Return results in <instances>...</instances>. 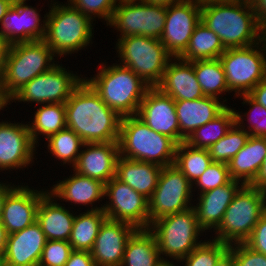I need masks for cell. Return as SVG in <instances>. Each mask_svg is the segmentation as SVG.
Listing matches in <instances>:
<instances>
[{"mask_svg": "<svg viewBox=\"0 0 266 266\" xmlns=\"http://www.w3.org/2000/svg\"><path fill=\"white\" fill-rule=\"evenodd\" d=\"M258 44L243 48H229L219 57L229 91H235L239 96L248 95L266 78V57L263 52L261 53Z\"/></svg>", "mask_w": 266, "mask_h": 266, "instance_id": "10", "label": "cell"}, {"mask_svg": "<svg viewBox=\"0 0 266 266\" xmlns=\"http://www.w3.org/2000/svg\"><path fill=\"white\" fill-rule=\"evenodd\" d=\"M3 257L4 254H0V266H4Z\"/></svg>", "mask_w": 266, "mask_h": 266, "instance_id": "59", "label": "cell"}, {"mask_svg": "<svg viewBox=\"0 0 266 266\" xmlns=\"http://www.w3.org/2000/svg\"><path fill=\"white\" fill-rule=\"evenodd\" d=\"M72 251L69 241L47 240L38 266H64Z\"/></svg>", "mask_w": 266, "mask_h": 266, "instance_id": "41", "label": "cell"}, {"mask_svg": "<svg viewBox=\"0 0 266 266\" xmlns=\"http://www.w3.org/2000/svg\"><path fill=\"white\" fill-rule=\"evenodd\" d=\"M64 266H96L91 255L87 251H75L70 253L68 261Z\"/></svg>", "mask_w": 266, "mask_h": 266, "instance_id": "46", "label": "cell"}, {"mask_svg": "<svg viewBox=\"0 0 266 266\" xmlns=\"http://www.w3.org/2000/svg\"><path fill=\"white\" fill-rule=\"evenodd\" d=\"M248 95L258 104L266 108V78L258 83Z\"/></svg>", "mask_w": 266, "mask_h": 266, "instance_id": "48", "label": "cell"}, {"mask_svg": "<svg viewBox=\"0 0 266 266\" xmlns=\"http://www.w3.org/2000/svg\"><path fill=\"white\" fill-rule=\"evenodd\" d=\"M157 266H175L174 264H172L171 262H167V260L163 259L161 260V262L157 265Z\"/></svg>", "mask_w": 266, "mask_h": 266, "instance_id": "58", "label": "cell"}, {"mask_svg": "<svg viewBox=\"0 0 266 266\" xmlns=\"http://www.w3.org/2000/svg\"><path fill=\"white\" fill-rule=\"evenodd\" d=\"M240 96L243 97V99L245 101L244 103H248V104H250L252 106V108L250 109L249 113L253 112V110H255V112L256 111H257V113L259 112L260 113L259 115L261 117H263V118H260V119H262V120H260L257 117H255L256 118L255 119L252 116H250L251 118L249 119V121L250 122L254 121V122L250 123L251 127L249 126V128H248V129H251V130L248 131L249 135L250 136H255V137H266V108L263 107L262 105L258 104L256 101H254L249 95H240Z\"/></svg>", "mask_w": 266, "mask_h": 266, "instance_id": "44", "label": "cell"}, {"mask_svg": "<svg viewBox=\"0 0 266 266\" xmlns=\"http://www.w3.org/2000/svg\"><path fill=\"white\" fill-rule=\"evenodd\" d=\"M200 21L201 6L194 0H182L167 6L160 42L172 58H179L185 52L193 31Z\"/></svg>", "mask_w": 266, "mask_h": 266, "instance_id": "15", "label": "cell"}, {"mask_svg": "<svg viewBox=\"0 0 266 266\" xmlns=\"http://www.w3.org/2000/svg\"><path fill=\"white\" fill-rule=\"evenodd\" d=\"M161 260L150 229H136L126 242L121 266H157Z\"/></svg>", "mask_w": 266, "mask_h": 266, "instance_id": "30", "label": "cell"}, {"mask_svg": "<svg viewBox=\"0 0 266 266\" xmlns=\"http://www.w3.org/2000/svg\"><path fill=\"white\" fill-rule=\"evenodd\" d=\"M51 192L53 198L58 197L77 204L92 205V202L104 197L105 184L75 171V176L73 174L72 177L54 185Z\"/></svg>", "mask_w": 266, "mask_h": 266, "instance_id": "29", "label": "cell"}, {"mask_svg": "<svg viewBox=\"0 0 266 266\" xmlns=\"http://www.w3.org/2000/svg\"><path fill=\"white\" fill-rule=\"evenodd\" d=\"M228 165L222 162H212L206 171L195 181L201 193L226 185L231 181Z\"/></svg>", "mask_w": 266, "mask_h": 266, "instance_id": "40", "label": "cell"}, {"mask_svg": "<svg viewBox=\"0 0 266 266\" xmlns=\"http://www.w3.org/2000/svg\"><path fill=\"white\" fill-rule=\"evenodd\" d=\"M118 0H69L70 4L84 15L103 17L107 24L111 22ZM92 14V15H91Z\"/></svg>", "mask_w": 266, "mask_h": 266, "instance_id": "42", "label": "cell"}, {"mask_svg": "<svg viewBox=\"0 0 266 266\" xmlns=\"http://www.w3.org/2000/svg\"><path fill=\"white\" fill-rule=\"evenodd\" d=\"M104 196L111 200L103 206L108 219L132 224L136 229L150 228L149 200L116 177L105 184Z\"/></svg>", "mask_w": 266, "mask_h": 266, "instance_id": "14", "label": "cell"}, {"mask_svg": "<svg viewBox=\"0 0 266 266\" xmlns=\"http://www.w3.org/2000/svg\"><path fill=\"white\" fill-rule=\"evenodd\" d=\"M225 50L220 38L200 21L193 31L187 49L179 59L187 62L217 59Z\"/></svg>", "mask_w": 266, "mask_h": 266, "instance_id": "32", "label": "cell"}, {"mask_svg": "<svg viewBox=\"0 0 266 266\" xmlns=\"http://www.w3.org/2000/svg\"><path fill=\"white\" fill-rule=\"evenodd\" d=\"M235 123V110L227 107L215 119L195 129L184 142L193 148L208 150L224 137Z\"/></svg>", "mask_w": 266, "mask_h": 266, "instance_id": "33", "label": "cell"}, {"mask_svg": "<svg viewBox=\"0 0 266 266\" xmlns=\"http://www.w3.org/2000/svg\"><path fill=\"white\" fill-rule=\"evenodd\" d=\"M83 80L56 64L29 81L9 100L32 101L37 104L65 103Z\"/></svg>", "mask_w": 266, "mask_h": 266, "instance_id": "13", "label": "cell"}, {"mask_svg": "<svg viewBox=\"0 0 266 266\" xmlns=\"http://www.w3.org/2000/svg\"><path fill=\"white\" fill-rule=\"evenodd\" d=\"M161 170L162 167L157 164L119 156L115 177L149 200L158 184Z\"/></svg>", "mask_w": 266, "mask_h": 266, "instance_id": "26", "label": "cell"}, {"mask_svg": "<svg viewBox=\"0 0 266 266\" xmlns=\"http://www.w3.org/2000/svg\"><path fill=\"white\" fill-rule=\"evenodd\" d=\"M36 8L25 6L24 1L14 2L1 21L0 37L10 45L19 42L40 41L45 37L46 21L40 25Z\"/></svg>", "mask_w": 266, "mask_h": 266, "instance_id": "18", "label": "cell"}, {"mask_svg": "<svg viewBox=\"0 0 266 266\" xmlns=\"http://www.w3.org/2000/svg\"><path fill=\"white\" fill-rule=\"evenodd\" d=\"M135 230L132 224L106 218L91 250L95 265L121 266L126 242Z\"/></svg>", "mask_w": 266, "mask_h": 266, "instance_id": "17", "label": "cell"}, {"mask_svg": "<svg viewBox=\"0 0 266 266\" xmlns=\"http://www.w3.org/2000/svg\"><path fill=\"white\" fill-rule=\"evenodd\" d=\"M48 149L58 159H61L64 164L66 162L73 163V166L77 163L79 154V148L84 146L85 142L69 128H64L51 135L48 139ZM79 151V152H78Z\"/></svg>", "mask_w": 266, "mask_h": 266, "instance_id": "38", "label": "cell"}, {"mask_svg": "<svg viewBox=\"0 0 266 266\" xmlns=\"http://www.w3.org/2000/svg\"><path fill=\"white\" fill-rule=\"evenodd\" d=\"M201 22L220 38L225 49L263 42L261 51H266V32L258 25L252 5L245 0L201 6Z\"/></svg>", "mask_w": 266, "mask_h": 266, "instance_id": "2", "label": "cell"}, {"mask_svg": "<svg viewBox=\"0 0 266 266\" xmlns=\"http://www.w3.org/2000/svg\"><path fill=\"white\" fill-rule=\"evenodd\" d=\"M197 4L200 6L212 4V3H224V2H230L233 0H194Z\"/></svg>", "mask_w": 266, "mask_h": 266, "instance_id": "56", "label": "cell"}, {"mask_svg": "<svg viewBox=\"0 0 266 266\" xmlns=\"http://www.w3.org/2000/svg\"><path fill=\"white\" fill-rule=\"evenodd\" d=\"M214 266H235L233 254L227 250L215 263Z\"/></svg>", "mask_w": 266, "mask_h": 266, "instance_id": "51", "label": "cell"}, {"mask_svg": "<svg viewBox=\"0 0 266 266\" xmlns=\"http://www.w3.org/2000/svg\"><path fill=\"white\" fill-rule=\"evenodd\" d=\"M45 194L44 191L40 193L18 186L7 195L0 222L7 234L23 230L36 222L38 206Z\"/></svg>", "mask_w": 266, "mask_h": 266, "instance_id": "20", "label": "cell"}, {"mask_svg": "<svg viewBox=\"0 0 266 266\" xmlns=\"http://www.w3.org/2000/svg\"><path fill=\"white\" fill-rule=\"evenodd\" d=\"M174 59L180 62H168L163 78L157 88L172 97L174 101L194 100L204 97L194 72V61L187 62L179 58Z\"/></svg>", "mask_w": 266, "mask_h": 266, "instance_id": "23", "label": "cell"}, {"mask_svg": "<svg viewBox=\"0 0 266 266\" xmlns=\"http://www.w3.org/2000/svg\"><path fill=\"white\" fill-rule=\"evenodd\" d=\"M10 44L0 37V82L2 80Z\"/></svg>", "mask_w": 266, "mask_h": 266, "instance_id": "50", "label": "cell"}, {"mask_svg": "<svg viewBox=\"0 0 266 266\" xmlns=\"http://www.w3.org/2000/svg\"><path fill=\"white\" fill-rule=\"evenodd\" d=\"M13 2H20V1H26V0H12Z\"/></svg>", "mask_w": 266, "mask_h": 266, "instance_id": "61", "label": "cell"}, {"mask_svg": "<svg viewBox=\"0 0 266 266\" xmlns=\"http://www.w3.org/2000/svg\"><path fill=\"white\" fill-rule=\"evenodd\" d=\"M7 235L6 229L0 223V254H5Z\"/></svg>", "mask_w": 266, "mask_h": 266, "instance_id": "53", "label": "cell"}, {"mask_svg": "<svg viewBox=\"0 0 266 266\" xmlns=\"http://www.w3.org/2000/svg\"><path fill=\"white\" fill-rule=\"evenodd\" d=\"M235 118L236 123L230 128L227 134L208 149L213 162L227 164L244 147L248 140L250 136L249 132L246 129H241L243 127L241 125L243 119L236 111Z\"/></svg>", "mask_w": 266, "mask_h": 266, "instance_id": "37", "label": "cell"}, {"mask_svg": "<svg viewBox=\"0 0 266 266\" xmlns=\"http://www.w3.org/2000/svg\"><path fill=\"white\" fill-rule=\"evenodd\" d=\"M192 183L174 165L162 167L158 184L149 199V218L151 222L190 206Z\"/></svg>", "mask_w": 266, "mask_h": 266, "instance_id": "12", "label": "cell"}, {"mask_svg": "<svg viewBox=\"0 0 266 266\" xmlns=\"http://www.w3.org/2000/svg\"><path fill=\"white\" fill-rule=\"evenodd\" d=\"M150 227L148 229L156 238L160 256L165 254L177 262L182 261L201 244L197 239L200 231H204L198 224L196 211L192 206L184 211L161 217L151 222Z\"/></svg>", "mask_w": 266, "mask_h": 266, "instance_id": "9", "label": "cell"}, {"mask_svg": "<svg viewBox=\"0 0 266 266\" xmlns=\"http://www.w3.org/2000/svg\"><path fill=\"white\" fill-rule=\"evenodd\" d=\"M54 53L43 41L19 42L10 45L1 90L9 99L29 81L53 66ZM50 63V64H49Z\"/></svg>", "mask_w": 266, "mask_h": 266, "instance_id": "5", "label": "cell"}, {"mask_svg": "<svg viewBox=\"0 0 266 266\" xmlns=\"http://www.w3.org/2000/svg\"><path fill=\"white\" fill-rule=\"evenodd\" d=\"M252 7L258 25L266 32V0H256Z\"/></svg>", "mask_w": 266, "mask_h": 266, "instance_id": "47", "label": "cell"}, {"mask_svg": "<svg viewBox=\"0 0 266 266\" xmlns=\"http://www.w3.org/2000/svg\"><path fill=\"white\" fill-rule=\"evenodd\" d=\"M34 148L28 124L0 123V169L26 167L33 160Z\"/></svg>", "mask_w": 266, "mask_h": 266, "instance_id": "19", "label": "cell"}, {"mask_svg": "<svg viewBox=\"0 0 266 266\" xmlns=\"http://www.w3.org/2000/svg\"><path fill=\"white\" fill-rule=\"evenodd\" d=\"M118 52L122 65L131 69L149 87H157L171 55L160 39L134 35L119 38Z\"/></svg>", "mask_w": 266, "mask_h": 266, "instance_id": "8", "label": "cell"}, {"mask_svg": "<svg viewBox=\"0 0 266 266\" xmlns=\"http://www.w3.org/2000/svg\"><path fill=\"white\" fill-rule=\"evenodd\" d=\"M136 116L155 132L180 144V128L175 101L157 87H149Z\"/></svg>", "mask_w": 266, "mask_h": 266, "instance_id": "16", "label": "cell"}, {"mask_svg": "<svg viewBox=\"0 0 266 266\" xmlns=\"http://www.w3.org/2000/svg\"><path fill=\"white\" fill-rule=\"evenodd\" d=\"M212 162L207 149L193 148L185 142L177 145L174 165L192 184L206 171Z\"/></svg>", "mask_w": 266, "mask_h": 266, "instance_id": "36", "label": "cell"}, {"mask_svg": "<svg viewBox=\"0 0 266 266\" xmlns=\"http://www.w3.org/2000/svg\"><path fill=\"white\" fill-rule=\"evenodd\" d=\"M175 108L180 128L181 143L195 129L220 115L227 106L221 104L218 98L204 96L194 100H177L175 101Z\"/></svg>", "mask_w": 266, "mask_h": 266, "instance_id": "24", "label": "cell"}, {"mask_svg": "<svg viewBox=\"0 0 266 266\" xmlns=\"http://www.w3.org/2000/svg\"><path fill=\"white\" fill-rule=\"evenodd\" d=\"M107 218L103 207H96L84 214L75 216L69 243L72 250L91 252L99 228Z\"/></svg>", "mask_w": 266, "mask_h": 266, "instance_id": "31", "label": "cell"}, {"mask_svg": "<svg viewBox=\"0 0 266 266\" xmlns=\"http://www.w3.org/2000/svg\"><path fill=\"white\" fill-rule=\"evenodd\" d=\"M118 145L119 156L165 167L174 164L178 144L134 115L121 118Z\"/></svg>", "mask_w": 266, "mask_h": 266, "instance_id": "3", "label": "cell"}, {"mask_svg": "<svg viewBox=\"0 0 266 266\" xmlns=\"http://www.w3.org/2000/svg\"><path fill=\"white\" fill-rule=\"evenodd\" d=\"M66 127L65 103L44 104L36 111L32 126L28 125L34 144L38 142L37 137L39 133L44 136L46 135V139H48L51 135Z\"/></svg>", "mask_w": 266, "mask_h": 266, "instance_id": "34", "label": "cell"}, {"mask_svg": "<svg viewBox=\"0 0 266 266\" xmlns=\"http://www.w3.org/2000/svg\"><path fill=\"white\" fill-rule=\"evenodd\" d=\"M147 4H156V5H164V6H171L176 4L182 0H140Z\"/></svg>", "mask_w": 266, "mask_h": 266, "instance_id": "55", "label": "cell"}, {"mask_svg": "<svg viewBox=\"0 0 266 266\" xmlns=\"http://www.w3.org/2000/svg\"><path fill=\"white\" fill-rule=\"evenodd\" d=\"M8 102H10V101H8V100L4 97V95H3V93H2V90H1V82H0V109L2 110V108H4V106L7 105Z\"/></svg>", "mask_w": 266, "mask_h": 266, "instance_id": "57", "label": "cell"}, {"mask_svg": "<svg viewBox=\"0 0 266 266\" xmlns=\"http://www.w3.org/2000/svg\"><path fill=\"white\" fill-rule=\"evenodd\" d=\"M138 1H119L108 24L118 28L122 35L120 38L141 35L160 39L164 31L167 6Z\"/></svg>", "mask_w": 266, "mask_h": 266, "instance_id": "11", "label": "cell"}, {"mask_svg": "<svg viewBox=\"0 0 266 266\" xmlns=\"http://www.w3.org/2000/svg\"><path fill=\"white\" fill-rule=\"evenodd\" d=\"M66 126L85 143L118 142L121 118L84 79L65 102Z\"/></svg>", "mask_w": 266, "mask_h": 266, "instance_id": "1", "label": "cell"}, {"mask_svg": "<svg viewBox=\"0 0 266 266\" xmlns=\"http://www.w3.org/2000/svg\"><path fill=\"white\" fill-rule=\"evenodd\" d=\"M194 72L204 96L218 98L221 92L229 91L224 68L219 58L195 60Z\"/></svg>", "mask_w": 266, "mask_h": 266, "instance_id": "35", "label": "cell"}, {"mask_svg": "<svg viewBox=\"0 0 266 266\" xmlns=\"http://www.w3.org/2000/svg\"><path fill=\"white\" fill-rule=\"evenodd\" d=\"M228 248L229 245L217 240L202 242L182 260L186 259L185 266H214Z\"/></svg>", "mask_w": 266, "mask_h": 266, "instance_id": "39", "label": "cell"}, {"mask_svg": "<svg viewBox=\"0 0 266 266\" xmlns=\"http://www.w3.org/2000/svg\"><path fill=\"white\" fill-rule=\"evenodd\" d=\"M250 185L266 191V158L263 161L257 176Z\"/></svg>", "mask_w": 266, "mask_h": 266, "instance_id": "49", "label": "cell"}, {"mask_svg": "<svg viewBox=\"0 0 266 266\" xmlns=\"http://www.w3.org/2000/svg\"><path fill=\"white\" fill-rule=\"evenodd\" d=\"M10 185L0 184V222L2 218L3 206L7 195L14 189Z\"/></svg>", "mask_w": 266, "mask_h": 266, "instance_id": "52", "label": "cell"}, {"mask_svg": "<svg viewBox=\"0 0 266 266\" xmlns=\"http://www.w3.org/2000/svg\"><path fill=\"white\" fill-rule=\"evenodd\" d=\"M13 3L14 2L12 0H0V23L2 21V18L13 5Z\"/></svg>", "mask_w": 266, "mask_h": 266, "instance_id": "54", "label": "cell"}, {"mask_svg": "<svg viewBox=\"0 0 266 266\" xmlns=\"http://www.w3.org/2000/svg\"><path fill=\"white\" fill-rule=\"evenodd\" d=\"M228 250L233 254L235 266H266V255L249 248L245 243L229 245Z\"/></svg>", "mask_w": 266, "mask_h": 266, "instance_id": "43", "label": "cell"}, {"mask_svg": "<svg viewBox=\"0 0 266 266\" xmlns=\"http://www.w3.org/2000/svg\"><path fill=\"white\" fill-rule=\"evenodd\" d=\"M239 184V181L232 179L226 185L200 193L199 203L193 207L198 224L204 231L210 228L216 230L219 227L227 207L241 188Z\"/></svg>", "mask_w": 266, "mask_h": 266, "instance_id": "25", "label": "cell"}, {"mask_svg": "<svg viewBox=\"0 0 266 266\" xmlns=\"http://www.w3.org/2000/svg\"><path fill=\"white\" fill-rule=\"evenodd\" d=\"M266 212V191L242 184L234 199L227 207L214 240L227 245L244 243ZM234 240V241H233Z\"/></svg>", "mask_w": 266, "mask_h": 266, "instance_id": "6", "label": "cell"}, {"mask_svg": "<svg viewBox=\"0 0 266 266\" xmlns=\"http://www.w3.org/2000/svg\"><path fill=\"white\" fill-rule=\"evenodd\" d=\"M50 192L41 198L36 222L47 240L69 241L75 216L69 210L52 202Z\"/></svg>", "mask_w": 266, "mask_h": 266, "instance_id": "27", "label": "cell"}, {"mask_svg": "<svg viewBox=\"0 0 266 266\" xmlns=\"http://www.w3.org/2000/svg\"><path fill=\"white\" fill-rule=\"evenodd\" d=\"M46 236L35 222L23 230L7 235L4 266H38Z\"/></svg>", "mask_w": 266, "mask_h": 266, "instance_id": "21", "label": "cell"}, {"mask_svg": "<svg viewBox=\"0 0 266 266\" xmlns=\"http://www.w3.org/2000/svg\"><path fill=\"white\" fill-rule=\"evenodd\" d=\"M84 147L87 150L80 152L77 163L73 167L77 173L104 184L116 176L118 142L85 143Z\"/></svg>", "mask_w": 266, "mask_h": 266, "instance_id": "22", "label": "cell"}, {"mask_svg": "<svg viewBox=\"0 0 266 266\" xmlns=\"http://www.w3.org/2000/svg\"><path fill=\"white\" fill-rule=\"evenodd\" d=\"M246 2H248L250 5H252L256 0H245Z\"/></svg>", "mask_w": 266, "mask_h": 266, "instance_id": "60", "label": "cell"}, {"mask_svg": "<svg viewBox=\"0 0 266 266\" xmlns=\"http://www.w3.org/2000/svg\"><path fill=\"white\" fill-rule=\"evenodd\" d=\"M244 243L252 250L266 255V212L261 216L250 237Z\"/></svg>", "mask_w": 266, "mask_h": 266, "instance_id": "45", "label": "cell"}, {"mask_svg": "<svg viewBox=\"0 0 266 266\" xmlns=\"http://www.w3.org/2000/svg\"><path fill=\"white\" fill-rule=\"evenodd\" d=\"M86 81L103 102L120 117L136 115L149 86L123 65L100 68L96 77Z\"/></svg>", "mask_w": 266, "mask_h": 266, "instance_id": "4", "label": "cell"}, {"mask_svg": "<svg viewBox=\"0 0 266 266\" xmlns=\"http://www.w3.org/2000/svg\"><path fill=\"white\" fill-rule=\"evenodd\" d=\"M265 158L266 137L249 136L244 147L227 163L231 179L251 184Z\"/></svg>", "mask_w": 266, "mask_h": 266, "instance_id": "28", "label": "cell"}, {"mask_svg": "<svg viewBox=\"0 0 266 266\" xmlns=\"http://www.w3.org/2000/svg\"><path fill=\"white\" fill-rule=\"evenodd\" d=\"M47 14L46 32L43 41L54 55H65L89 45L92 40V19L70 4H53Z\"/></svg>", "mask_w": 266, "mask_h": 266, "instance_id": "7", "label": "cell"}]
</instances>
